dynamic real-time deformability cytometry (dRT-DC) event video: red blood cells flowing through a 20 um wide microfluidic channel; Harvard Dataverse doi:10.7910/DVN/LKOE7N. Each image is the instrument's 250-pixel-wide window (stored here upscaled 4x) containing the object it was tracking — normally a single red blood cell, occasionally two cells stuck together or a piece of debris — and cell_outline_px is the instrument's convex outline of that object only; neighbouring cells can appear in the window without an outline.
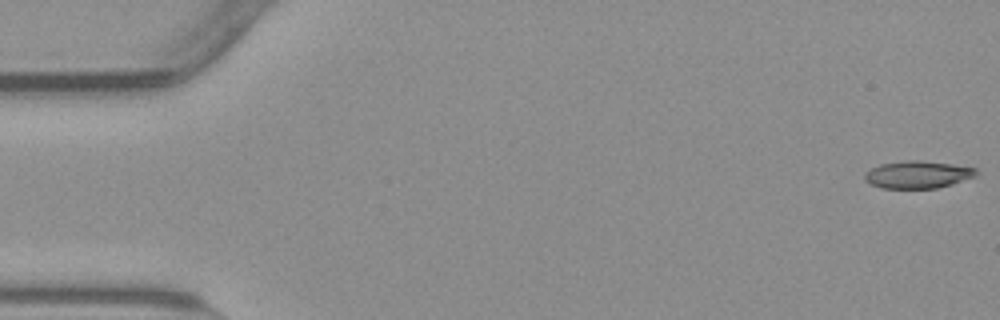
{"species": "common noctule bat (a hibernating species)", "species_latin": "Nyctalus noctula", "temperature_condition": "warm", "stored_images_in_passage": 54, "camera_frame_rate_fps": 3000, "um_per_image_px": 0.085, "animal": {"sex": "male", "body_mass_g": 23.1, "forearm_length_mm": 52.7}, "frame": {"image": 1, "passage_image": 1, "time_ms": 0.0, "image_size_px": [1000, 320], "cell_outline_px": [[980, 172], [976, 176], [952, 184], [936, 188], [880, 188], [864, 180], [864, 172], [880, 164], [908, 160], [916, 160], [952, 164], [976, 168]], "centroid_in_image_um": [78.01, 14.84], "position_along_channel_um": 7.0, "area_um2": 17.8}}
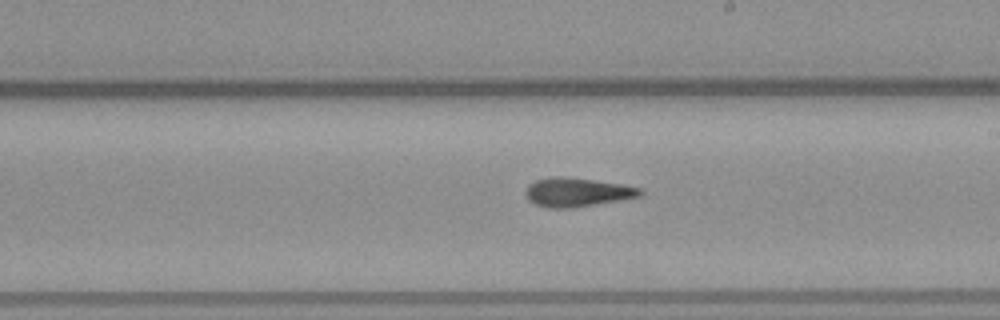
{"frame": {"image": 2, "passage_image": 31, "time_ms": 10.0, "image_size_px": [1000, 320], "cell_outline_px": [[644, 192], [640, 196], [596, 204], [568, 208], [548, 208], [536, 204], [528, 200], [524, 192], [528, 184], [536, 180], [552, 176], [564, 176], [624, 184], [640, 188]], "centroid_in_image_um": [49.02, 16.32], "position_along_channel_um": 240.0, "area_um2": 19.31}}
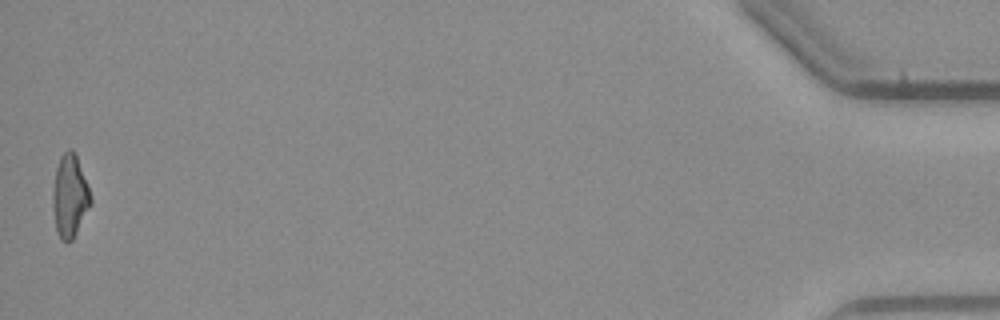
{"frame": {"image": 3, "passage_image": 54, "time_ms": 17.667, "image_size_px": [1000, 320], "cell_outline_px": [[92, 204], [72, 240], [68, 244], [60, 240], [56, 232], [52, 204], [52, 188], [56, 168], [60, 156], [68, 148], [72, 148], [76, 156], [92, 196]], "centroid_in_image_um": [5.92, 16.7], "position_along_channel_um": 429.3, "area_um2": 18.55}, "authors_computed_cell_mechanics": {"area_um2": 18.6983, "velocity_mm_per_s": 3.8335, "shape_relaxation_time_tau1_ms": 9.7257, "shape_relaxation_time_tau2_ms": 3.6808, "deformation_change_tau1": 0.2346, "deformation_change_tau2": 0.1347}}